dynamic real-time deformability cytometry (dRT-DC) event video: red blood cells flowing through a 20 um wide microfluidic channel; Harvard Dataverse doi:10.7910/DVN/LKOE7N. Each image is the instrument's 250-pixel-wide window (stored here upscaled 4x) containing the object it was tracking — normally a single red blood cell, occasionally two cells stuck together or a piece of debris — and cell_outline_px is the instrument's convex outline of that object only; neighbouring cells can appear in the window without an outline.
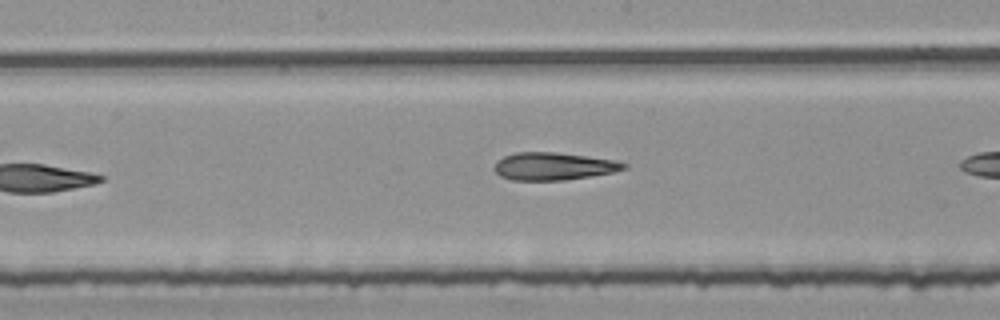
{"species": "common noctule bat (a hibernating species)", "species_latin": "Nyctalus noctula", "temperature_condition": "room temperature", "stored_images_in_passage": 7, "camera_frame_rate_fps": 3000, "um_per_image_px": 0.085, "animal": {"sex": "female", "body_mass_g": 25.1}, "frame": {"image": 1, "passage_image": 6, "time_ms": 1.667, "image_size_px": [1000, 320], "cell_outline_px": [[628, 168], [612, 172], [564, 180], [512, 180], [500, 176], [492, 168], [496, 160], [504, 156], [516, 152], [556, 152], [616, 160], [628, 164]], "centroid_in_image_um": [47.01, 14.12], "position_along_channel_um": 201.2, "area_um2": 20.87}}